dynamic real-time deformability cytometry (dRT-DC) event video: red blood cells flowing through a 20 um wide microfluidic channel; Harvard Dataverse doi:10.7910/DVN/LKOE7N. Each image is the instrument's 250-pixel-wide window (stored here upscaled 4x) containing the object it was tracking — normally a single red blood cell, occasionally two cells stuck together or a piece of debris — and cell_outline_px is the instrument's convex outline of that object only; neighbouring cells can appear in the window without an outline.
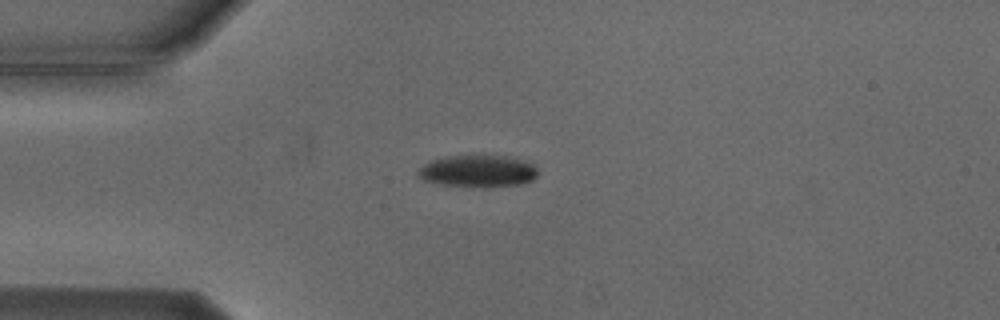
{"species": "Egyptian fruit bat (a non-hibernating species)", "species_latin": "Rousettus aegyptiacus", "temperature_condition": "cold", "stored_images_in_passage": 8, "camera_frame_rate_fps": 3000, "um_per_image_px": 0.085, "animal": {"sex": "male"}, "frame": {"image": 1, "passage_image": 3, "time_ms": 3.333, "image_size_px": [1000, 320], "cell_outline_px": [[536, 176], [532, 180], [524, 184], [484, 188], [440, 184], [424, 180], [416, 176], [416, 172], [424, 164], [432, 160], [444, 156], [504, 156], [520, 160], [532, 164], [536, 168]], "centroid_in_image_um": [40.59, 14.57], "position_along_channel_um": 44.4, "area_um2": 22.37}}
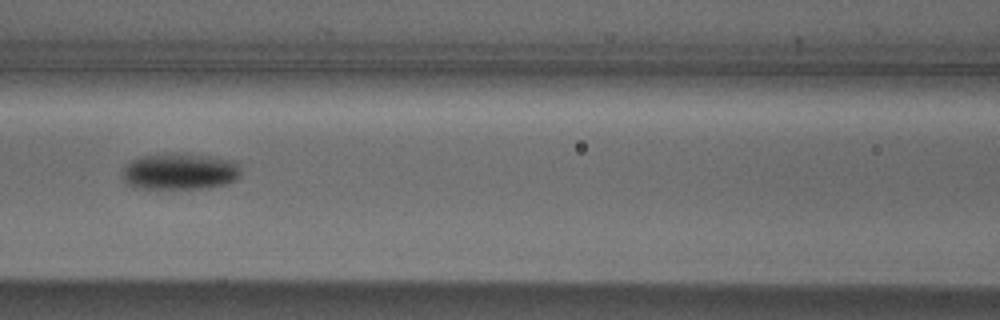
{"frame": {"image": 2, "passage_image": 6, "time_ms": 6.667, "image_size_px": [1000, 320], "cell_outline_px": [[240, 176], [236, 180], [224, 184], [208, 188], [140, 188], [128, 184], [124, 180], [124, 168], [128, 160], [140, 156], [168, 152], [188, 152], [236, 160], [240, 168]], "centroid_in_image_um": [15.32, 14.53], "position_along_channel_um": 151.3, "area_um2": 25.78}}
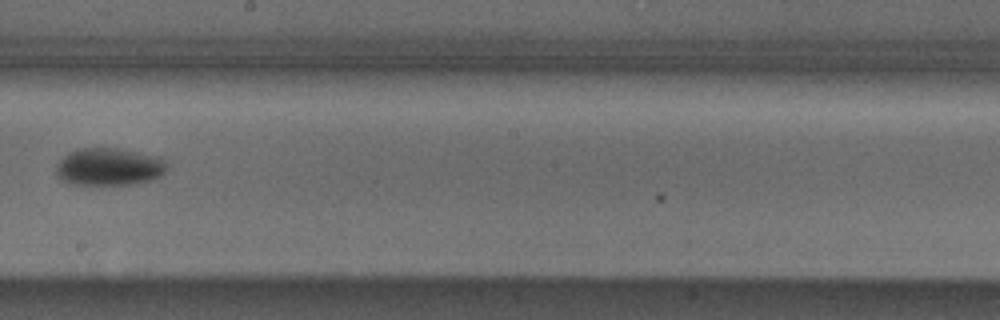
{"frame": {"image": 3, "passage_image": 8, "time_ms": 9.0, "image_size_px": [1000, 320], "cell_outline_px": [[168, 168], [156, 180], [136, 184], [68, 184], [56, 176], [56, 168], [60, 160], [68, 152], [80, 148], [116, 148], [160, 156], [168, 164]], "centroid_in_image_um": [9.31, 14.18], "position_along_channel_um": 238.9, "area_um2": 24.57}}